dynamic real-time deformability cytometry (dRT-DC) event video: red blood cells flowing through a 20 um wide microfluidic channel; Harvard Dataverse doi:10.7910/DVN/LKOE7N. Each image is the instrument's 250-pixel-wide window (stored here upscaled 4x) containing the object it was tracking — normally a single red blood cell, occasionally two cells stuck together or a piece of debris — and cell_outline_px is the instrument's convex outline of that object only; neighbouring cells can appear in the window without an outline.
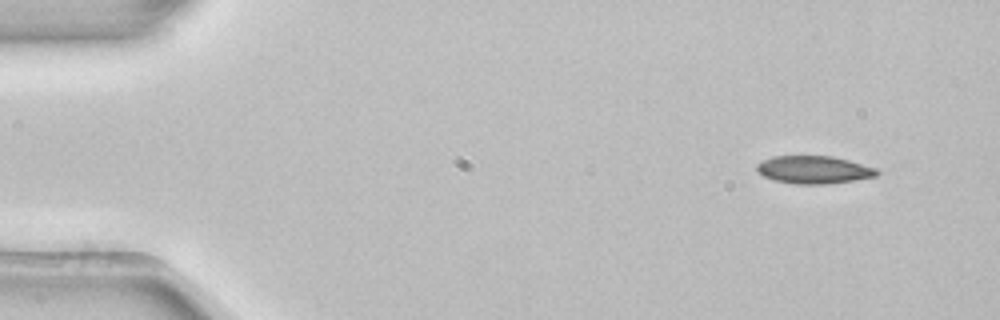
{"species": "common noctule bat (a hibernating species)", "species_latin": "Nyctalus noctula", "temperature_condition": "room temperature", "stored_images_in_passage": 3, "camera_frame_rate_fps": 3000, "um_per_image_px": 0.085, "animal": {"sex": "female", "body_mass_g": 22.7, "forearm_length_mm": 54.2}, "frame": {"image": 1, "passage_image": 1, "time_ms": 0.0, "image_size_px": [1000, 320], "cell_outline_px": [[880, 172], [876, 176], [852, 180], [824, 184], [796, 184], [772, 180], [764, 176], [756, 168], [756, 164], [772, 156], [832, 156], [848, 160], [876, 168]], "centroid_in_image_um": [69.16, 14.42], "position_along_channel_um": 15.8, "area_um2": 19.25}}